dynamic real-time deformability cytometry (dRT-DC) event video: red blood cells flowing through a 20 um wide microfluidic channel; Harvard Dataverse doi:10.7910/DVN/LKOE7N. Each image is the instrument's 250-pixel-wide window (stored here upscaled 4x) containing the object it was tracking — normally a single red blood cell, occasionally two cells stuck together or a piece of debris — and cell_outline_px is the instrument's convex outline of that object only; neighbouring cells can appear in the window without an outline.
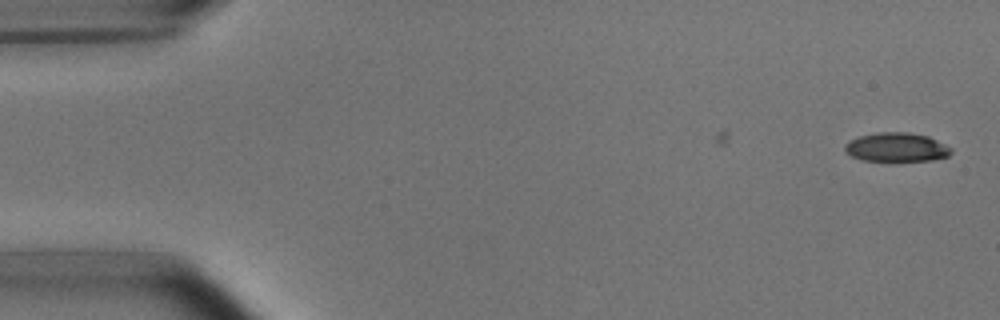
{"species": "common noctule bat (a hibernating species)", "species_latin": "Nyctalus noctula", "temperature_condition": "room temperature", "stored_images_in_passage": 8, "camera_frame_rate_fps": 3000, "um_per_image_px": 0.085, "animal": {"sex": "male", "body_mass_g": 15.6}, "frame": {"image": 1, "passage_image": 1, "time_ms": 0.0, "image_size_px": [1000, 320], "cell_outline_px": [[952, 152], [948, 156], [932, 160], [888, 164], [864, 160], [852, 156], [844, 152], [844, 144], [860, 136], [880, 132], [908, 132], [928, 136], [952, 148]], "centroid_in_image_um": [76.2, 12.57], "position_along_channel_um": 8.8, "area_um2": 18.67}}